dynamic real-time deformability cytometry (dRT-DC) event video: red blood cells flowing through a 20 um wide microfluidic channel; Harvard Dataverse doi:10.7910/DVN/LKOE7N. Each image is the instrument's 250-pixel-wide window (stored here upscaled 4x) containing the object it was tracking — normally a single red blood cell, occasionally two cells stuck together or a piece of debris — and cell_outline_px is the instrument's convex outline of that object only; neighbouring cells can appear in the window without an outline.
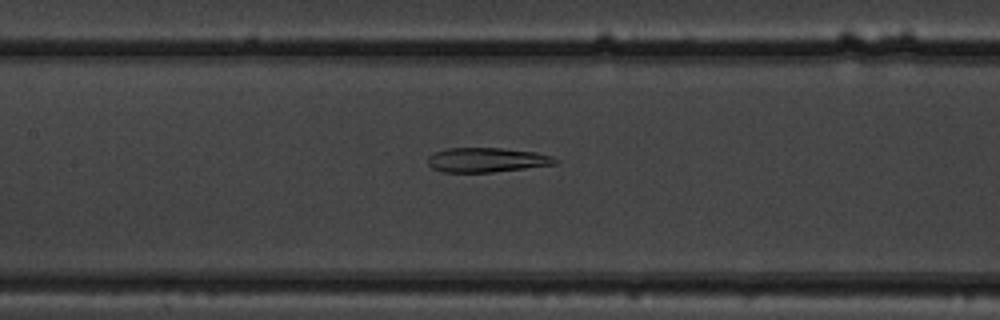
{"species": "common noctule bat (a hibernating species)", "species_latin": "Nyctalus noctula", "temperature_condition": "warm", "stored_images_in_passage": 51, "camera_frame_rate_fps": 3000, "um_per_image_px": 0.085, "animal": {"sex": "male", "body_mass_g": 19.5, "forearm_length_mm": 54.6}, "frame": {"image": 1, "passage_image": 24, "time_ms": 7.667, "image_size_px": [1000, 320], "cell_outline_px": [[556, 164], [492, 172], [440, 172], [432, 168], [428, 164], [428, 156], [436, 152], [448, 148], [500, 148], [536, 152], [552, 156], [556, 160]], "centroid_in_image_um": [41.34, 13.59], "position_along_channel_um": 166.1, "area_um2": 18.03}}
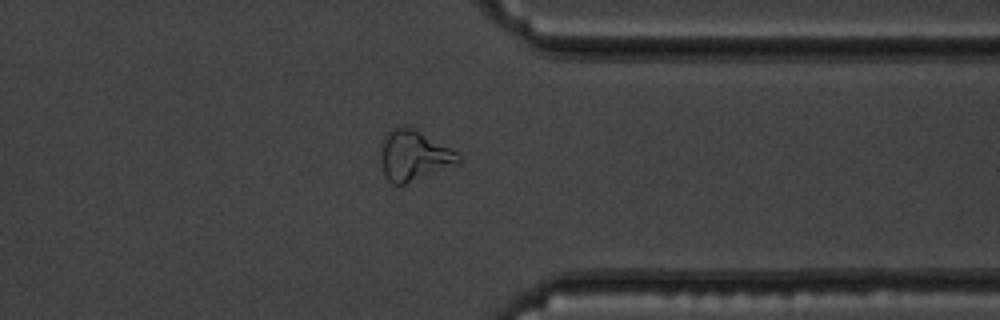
{"frame": {"image": 2, "passage_image": 40, "time_ms": 13.0, "image_size_px": [1000, 320], "cell_outline_px": [[460, 164], [404, 184], [392, 184], [384, 176], [380, 160], [380, 144], [384, 136], [392, 128], [412, 128], [452, 148], [460, 156]], "centroid_in_image_um": [35.16, 13.25], "position_along_channel_um": 376.2, "area_um2": 22.77}}
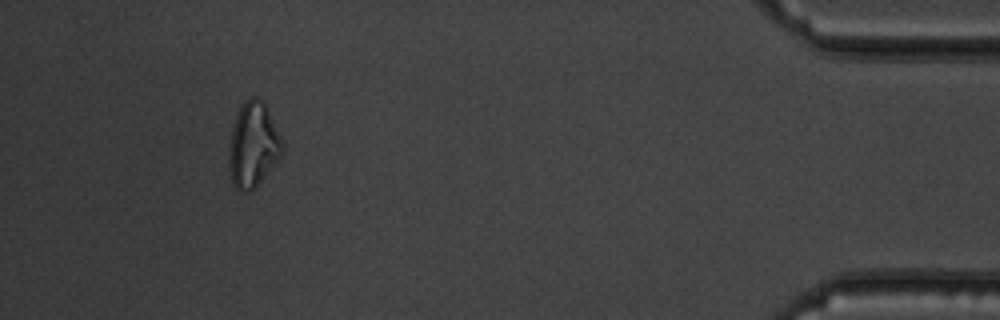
{"frame": {"image": 3, "passage_image": 47, "time_ms": 15.333, "image_size_px": [1000, 320], "cell_outline_px": [[284, 148], [280, 156], [260, 180], [252, 188], [244, 192], [240, 192], [232, 184], [228, 164], [228, 156], [232, 128], [236, 116], [244, 100], [252, 96], [256, 96], [268, 108], [284, 144]], "centroid_in_image_um": [21.5, 12.29], "position_along_channel_um": 413.7, "area_um2": 26.01}, "authors_computed_cell_mechanics": {"area_um2": 24.3338, "velocity_mm_per_s": 4.0102, "shape_relaxation_time_tau1_ms": null, "shape_relaxation_time_tau2_ms": 4.9528, "deformation_change_tau1": null, "deformation_change_tau2": 0.1451}}